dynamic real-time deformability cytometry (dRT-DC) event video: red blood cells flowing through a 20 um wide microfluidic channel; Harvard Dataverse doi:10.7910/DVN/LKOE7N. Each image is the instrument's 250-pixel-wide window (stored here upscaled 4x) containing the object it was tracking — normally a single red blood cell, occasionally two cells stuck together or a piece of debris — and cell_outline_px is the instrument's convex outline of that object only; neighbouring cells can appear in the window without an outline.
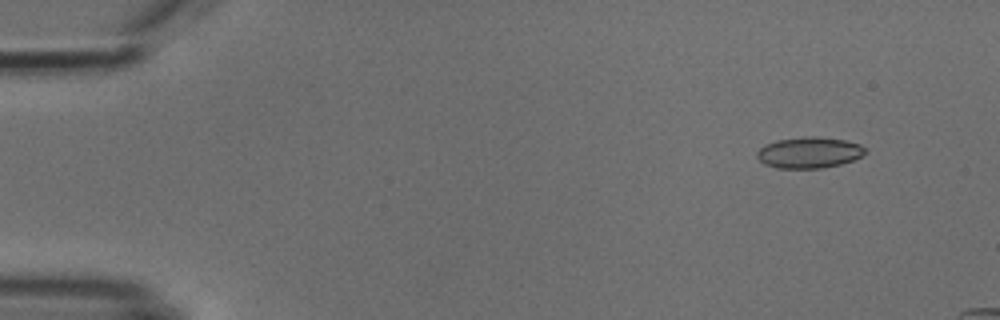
{"species": "common noctule bat (a hibernating species)", "species_latin": "Nyctalus noctula", "temperature_condition": "cold", "stored_images_in_passage": 4, "camera_frame_rate_fps": 3000, "um_per_image_px": 0.085, "animal": {"sex": "male", "body_mass_g": 18.8}, "frame": {"image": 1, "passage_image": 1, "time_ms": 0.0, "image_size_px": [1000, 320], "cell_outline_px": [[868, 152], [852, 160], [840, 164], [820, 168], [776, 168], [764, 164], [756, 156], [756, 152], [760, 148], [776, 140], [804, 136], [816, 136], [844, 140], [860, 144], [868, 148]], "centroid_in_image_um": [68.79, 12.96], "position_along_channel_um": 16.2, "area_um2": 19.65}}